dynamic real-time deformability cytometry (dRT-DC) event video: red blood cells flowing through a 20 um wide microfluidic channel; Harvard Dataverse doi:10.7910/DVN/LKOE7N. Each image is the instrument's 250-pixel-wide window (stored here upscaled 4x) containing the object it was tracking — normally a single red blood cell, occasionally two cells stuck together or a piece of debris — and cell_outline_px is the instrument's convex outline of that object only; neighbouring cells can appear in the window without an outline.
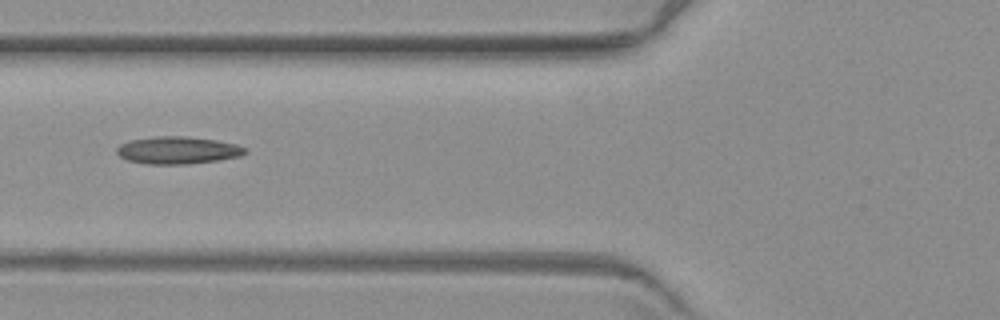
{"species": "common noctule bat (a hibernating species)", "species_latin": "Nyctalus noctula", "temperature_condition": "warm", "stored_images_in_passage": 7, "camera_frame_rate_fps": 3000, "um_per_image_px": 0.085, "animal": {"sex": "female", "body_mass_g": 19.3, "forearm_length_mm": 54.1}, "frame": {"image": 1, "passage_image": 7, "time_ms": 7.333, "image_size_px": [1000, 320], "cell_outline_px": [[248, 152], [240, 156], [216, 160], [188, 164], [148, 164], [128, 160], [120, 156], [116, 152], [116, 148], [120, 144], [128, 140], [156, 136], [188, 136], [216, 140], [236, 144], [248, 148]], "centroid_in_image_um": [15.11, 12.76], "position_along_channel_um": 110.7, "area_um2": 20.58}}